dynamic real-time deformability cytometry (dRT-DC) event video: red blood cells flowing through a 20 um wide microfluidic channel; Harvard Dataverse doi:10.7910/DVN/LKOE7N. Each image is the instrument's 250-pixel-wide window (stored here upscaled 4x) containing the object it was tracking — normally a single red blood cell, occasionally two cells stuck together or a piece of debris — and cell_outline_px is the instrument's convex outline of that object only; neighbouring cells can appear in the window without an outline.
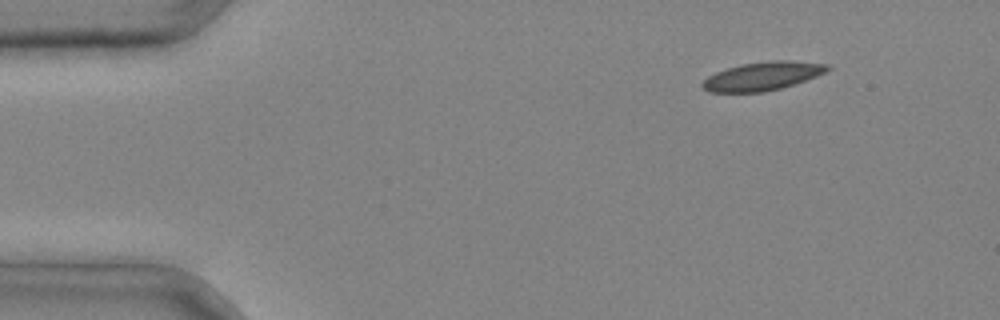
{"species": "common noctule bat (a hibernating species)", "species_latin": "Nyctalus noctula", "temperature_condition": "cold", "stored_images_in_passage": 3, "camera_frame_rate_fps": 3000, "um_per_image_px": 0.085, "animal": {"sex": "male", "body_mass_g": 20.4}, "frame": {"image": 1, "passage_image": 1, "time_ms": 0.0, "image_size_px": [1000, 320], "cell_outline_px": [[832, 68], [816, 76], [780, 88], [764, 92], [708, 92], [700, 84], [708, 76], [716, 72], [740, 64], [768, 60], [792, 60], [828, 64]], "centroid_in_image_um": [64.8, 6.46], "position_along_channel_um": 20.2, "area_um2": 20.69}}
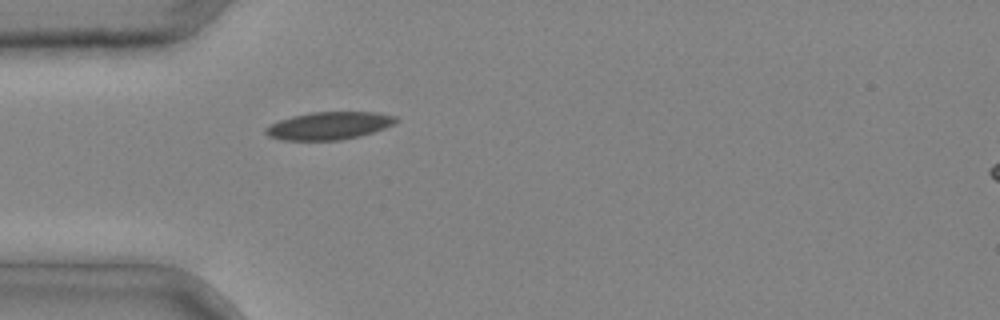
{"frame": {"image": 2, "passage_image": 3, "time_ms": 0.667, "image_size_px": [1000, 320], "cell_outline_px": [[400, 120], [384, 128], [360, 136], [340, 140], [280, 140], [268, 136], [264, 132], [264, 128], [280, 120], [292, 116], [312, 112], [376, 112], [396, 116]], "centroid_in_image_um": [27.96, 10.68], "position_along_channel_um": 57.0, "area_um2": 20.98}}